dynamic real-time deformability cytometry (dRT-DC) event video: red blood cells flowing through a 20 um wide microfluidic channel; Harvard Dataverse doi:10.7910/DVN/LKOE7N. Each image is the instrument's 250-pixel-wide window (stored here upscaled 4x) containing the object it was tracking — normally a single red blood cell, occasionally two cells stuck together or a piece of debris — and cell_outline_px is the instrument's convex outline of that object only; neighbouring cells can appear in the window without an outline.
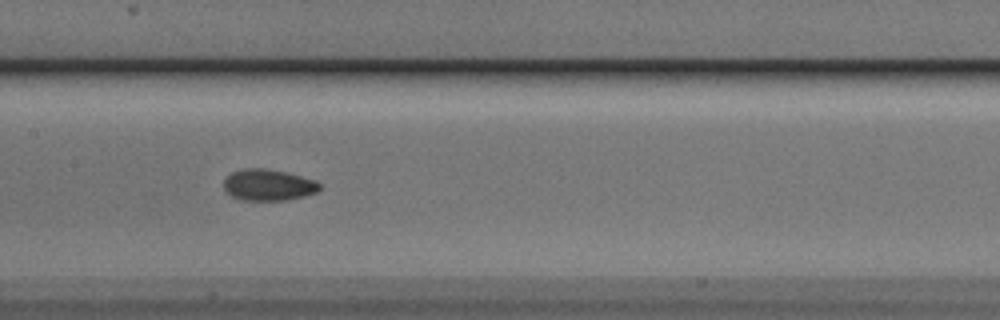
{"species": "Egyptian fruit bat (a non-hibernating species)", "species_latin": "Rousettus aegyptiacus", "temperature_condition": "cold", "stored_images_in_passage": 20, "camera_frame_rate_fps": 3000, "um_per_image_px": 0.085, "animal": {"sex": "male"}, "frame": {"image": 1, "passage_image": 17, "time_ms": 5.333, "image_size_px": [1000, 320], "cell_outline_px": [[320, 188], [316, 192], [304, 196], [288, 200], [240, 200], [232, 196], [224, 188], [224, 180], [232, 172], [244, 168], [264, 168], [284, 172], [316, 180], [320, 184]], "centroid_in_image_um": [22.8, 15.72], "position_along_channel_um": 184.6, "area_um2": 17.4}}